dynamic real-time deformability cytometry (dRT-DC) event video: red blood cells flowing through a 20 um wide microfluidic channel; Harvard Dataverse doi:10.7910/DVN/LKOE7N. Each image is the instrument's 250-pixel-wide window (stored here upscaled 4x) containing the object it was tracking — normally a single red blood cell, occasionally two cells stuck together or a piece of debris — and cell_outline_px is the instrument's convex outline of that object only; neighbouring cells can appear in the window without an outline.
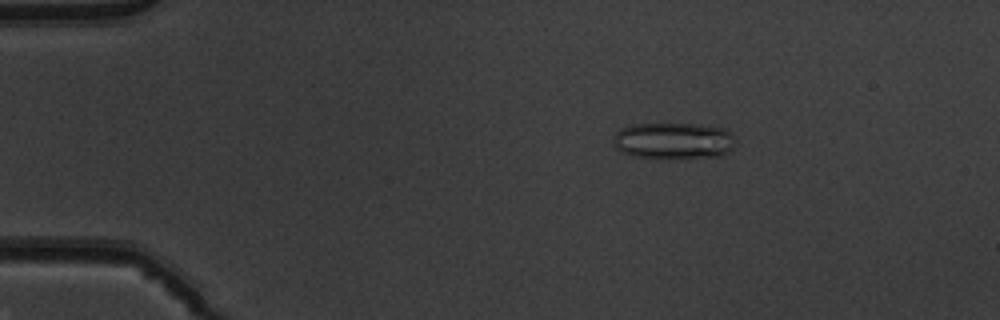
{"species": "common noctule bat (a hibernating species)", "species_latin": "Nyctalus noctula", "temperature_condition": "warm", "stored_images_in_passage": 52, "camera_frame_rate_fps": 3000, "um_per_image_px": 0.085, "animal": {"sex": "male", "body_mass_g": 19.5, "forearm_length_mm": 54.6}, "frame": {"image": 1, "passage_image": 10, "time_ms": 3.0, "image_size_px": [1000, 320], "cell_outline_px": [[736, 140], [732, 148], [724, 156], [668, 160], [656, 160], [632, 156], [620, 152], [616, 148], [612, 140], [616, 132], [620, 128], [632, 124], [696, 124], [724, 128]], "centroid_in_image_um": [57.21, 12.01], "position_along_channel_um": 27.8, "area_um2": 26.93}}
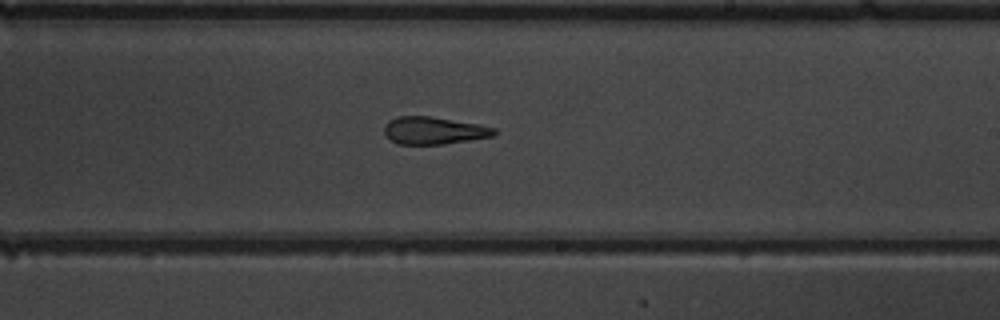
{"frame": {"image": 2, "passage_image": 32, "time_ms": 10.333, "image_size_px": [1000, 320], "cell_outline_px": [[496, 132], [492, 136], [444, 144], [396, 144], [384, 132], [384, 124], [388, 120], [396, 116], [432, 116], [480, 124], [496, 128]], "centroid_in_image_um": [36.86, 11.08], "position_along_channel_um": 252.1, "area_um2": 17.63}}
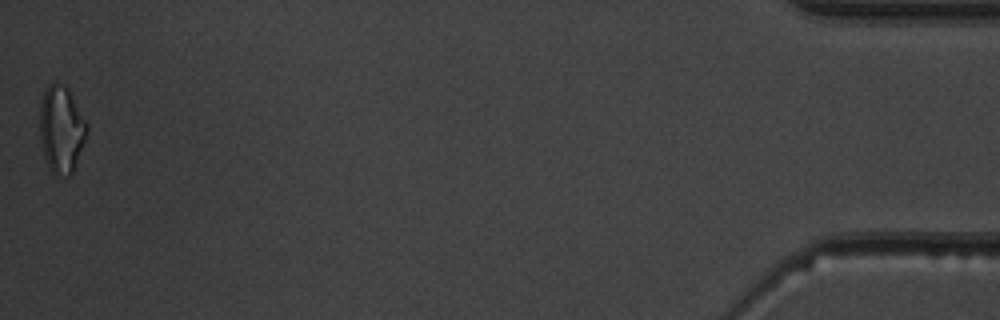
{"frame": {"image": 3, "passage_image": 52, "time_ms": 17.0, "image_size_px": [1000, 320], "cell_outline_px": [[88, 128], [72, 176], [68, 176], [52, 172], [48, 168], [44, 156], [40, 140], [40, 104], [44, 92], [48, 84], [56, 84], [68, 88], [88, 124]], "centroid_in_image_um": [5.21, 11.01], "position_along_channel_um": 430.0, "area_um2": 23.64}, "authors_computed_cell_mechanics": {"area_um2": 20.1144, "velocity_mm_per_s": 4.01, "shape_relaxation_time_tau1_ms": null, "shape_relaxation_time_tau2_ms": 2.8831, "deformation_change_tau1": null, "deformation_change_tau2": 0.1306}}